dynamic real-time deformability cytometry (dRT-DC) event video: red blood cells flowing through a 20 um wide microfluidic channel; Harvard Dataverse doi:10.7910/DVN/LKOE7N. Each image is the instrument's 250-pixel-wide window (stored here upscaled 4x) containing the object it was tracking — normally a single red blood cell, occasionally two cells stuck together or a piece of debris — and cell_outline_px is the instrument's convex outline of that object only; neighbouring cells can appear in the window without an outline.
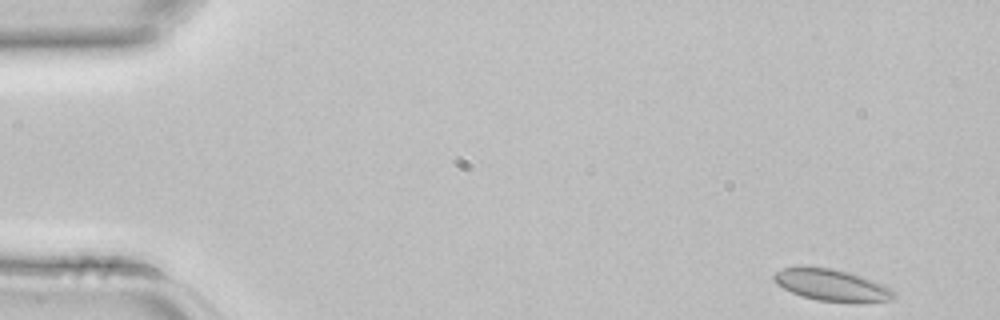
{"species": "common noctule bat (a hibernating species)", "species_latin": "Nyctalus noctula", "temperature_condition": "room temperature", "stored_images_in_passage": 4, "camera_frame_rate_fps": 3000, "um_per_image_px": 0.085, "animal": {"sex": "female", "body_mass_g": 22.7, "forearm_length_mm": 54.2}, "frame": {"image": 1, "passage_image": 1, "time_ms": 0.0, "image_size_px": [1000, 320], "cell_outline_px": [[896, 296], [888, 300], [816, 300], [792, 292], [776, 284], [772, 276], [776, 272], [784, 268], [800, 264], [832, 268], [848, 272], [872, 280], [892, 288], [896, 292]], "centroid_in_image_um": [70.6, 24.16], "position_along_channel_um": 14.4, "area_um2": 21.73}}
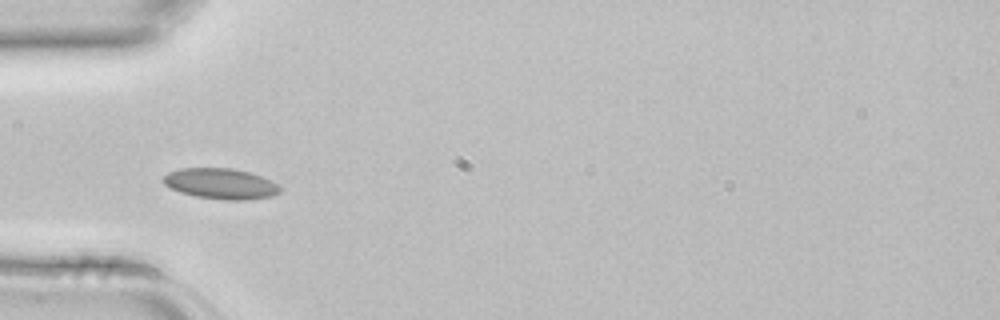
{"frame": {"image": 2, "passage_image": 4, "time_ms": 1.0, "image_size_px": [1000, 320], "cell_outline_px": [[280, 192], [272, 196], [248, 200], [224, 200], [196, 196], [180, 192], [164, 184], [164, 176], [168, 172], [180, 168], [232, 168], [248, 172], [260, 176], [276, 184], [280, 188]], "centroid_in_image_um": [18.75, 15.62], "position_along_channel_um": 66.3, "area_um2": 20.63}}